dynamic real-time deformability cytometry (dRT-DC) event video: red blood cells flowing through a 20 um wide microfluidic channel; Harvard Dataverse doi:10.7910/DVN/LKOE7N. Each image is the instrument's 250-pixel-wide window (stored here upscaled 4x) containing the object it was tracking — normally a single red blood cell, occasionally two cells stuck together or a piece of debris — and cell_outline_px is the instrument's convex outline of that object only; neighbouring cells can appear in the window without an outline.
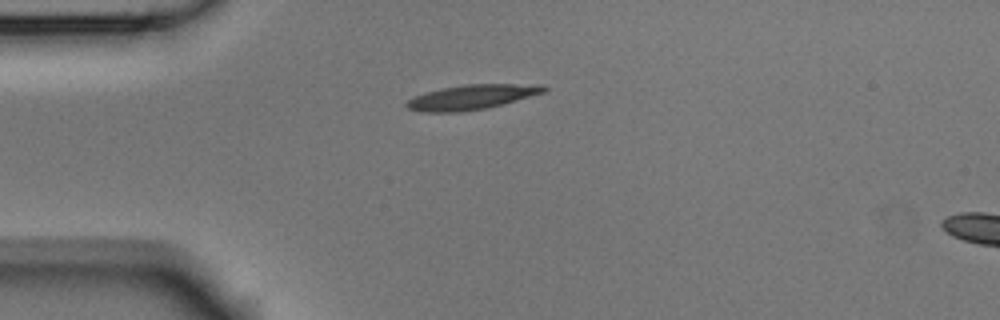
{"species": "Egyptian fruit bat (a non-hibernating species)", "species_latin": "Rousettus aegyptiacus", "temperature_condition": "room temperature", "stored_images_in_passage": 2, "camera_frame_rate_fps": 3000, "um_per_image_px": 0.085, "animal": {"sex": "male"}, "frame": {"image": 1, "passage_image": 1, "time_ms": 0.0, "image_size_px": [1000, 320], "cell_outline_px": [[548, 88], [544, 92], [516, 100], [484, 108], [460, 112], [420, 112], [408, 108], [404, 104], [412, 96], [440, 88], [464, 84], [544, 84]], "centroid_in_image_um": [40.05, 8.24], "position_along_channel_um": 45.0, "area_um2": 19.77}}